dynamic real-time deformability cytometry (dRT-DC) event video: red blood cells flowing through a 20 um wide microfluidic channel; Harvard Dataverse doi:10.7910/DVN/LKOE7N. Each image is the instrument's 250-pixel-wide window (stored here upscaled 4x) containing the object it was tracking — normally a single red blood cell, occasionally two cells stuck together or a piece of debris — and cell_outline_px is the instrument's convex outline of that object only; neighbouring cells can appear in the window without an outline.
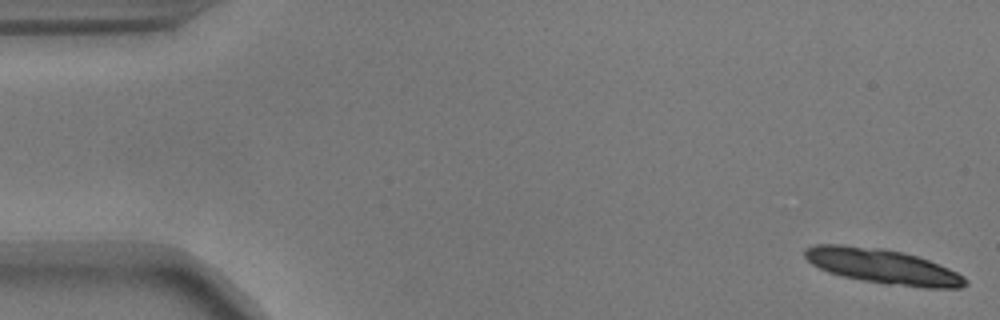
{"species": "common noctule bat (a hibernating species)", "species_latin": "Nyctalus noctula", "temperature_condition": "warm", "stored_images_in_passage": 17, "camera_frame_rate_fps": 3000, "um_per_image_px": 0.085, "animal": {"sex": "male", "body_mass_g": 17.9}, "frame": {"image": 1, "passage_image": 1, "time_ms": 0.0, "image_size_px": [1000, 320], "cell_outline_px": [[968, 284], [960, 288], [924, 288], [884, 284], [844, 276], [828, 272], [812, 264], [804, 256], [804, 248], [812, 244], [840, 244], [884, 248], [904, 252], [928, 260], [948, 268], [964, 276], [968, 280]], "centroid_in_image_um": [75.03, 22.64], "position_along_channel_um": 10.0, "area_um2": 32.77}}